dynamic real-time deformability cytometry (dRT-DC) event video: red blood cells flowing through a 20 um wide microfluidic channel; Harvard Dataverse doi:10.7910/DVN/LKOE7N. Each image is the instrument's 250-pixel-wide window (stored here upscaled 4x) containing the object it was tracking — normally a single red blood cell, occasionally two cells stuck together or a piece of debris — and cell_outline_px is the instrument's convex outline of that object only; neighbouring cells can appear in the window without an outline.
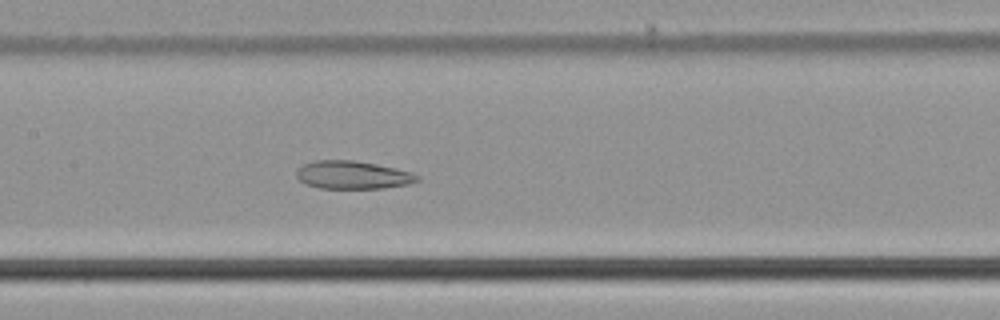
{"species": "common noctule bat (a hibernating species)", "species_latin": "Nyctalus noctula", "temperature_condition": "cold", "stored_images_in_passage": 54, "camera_frame_rate_fps": 3000, "um_per_image_px": 0.085, "animal": {"sex": "male", "body_mass_g": 21.5, "forearm_length_mm": 52.0}, "frame": {"image": 1, "passage_image": 26, "time_ms": 8.333, "image_size_px": [1000, 320], "cell_outline_px": [[420, 180], [408, 184], [384, 188], [320, 188], [308, 184], [300, 180], [296, 176], [296, 172], [304, 164], [316, 160], [356, 160], [376, 164], [412, 172], [420, 176]], "centroid_in_image_um": [30.02, 14.87], "position_along_channel_um": 177.4, "area_um2": 19.59}}
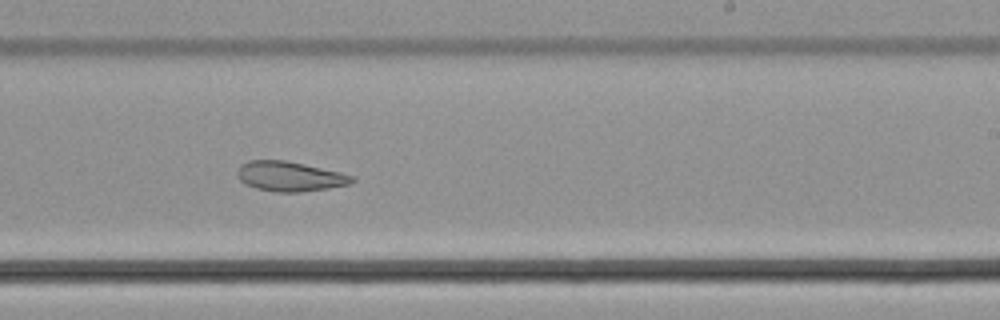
{"frame": {"image": 2, "passage_image": 33, "time_ms": 10.667, "image_size_px": [1000, 320], "cell_outline_px": [[356, 180], [352, 184], [328, 188], [300, 192], [276, 192], [256, 188], [244, 184], [236, 176], [236, 172], [240, 164], [248, 160], [284, 160], [304, 164], [340, 172], [352, 176]], "centroid_in_image_um": [24.6, 14.99], "position_along_channel_um": 264.4, "area_um2": 20.06}}
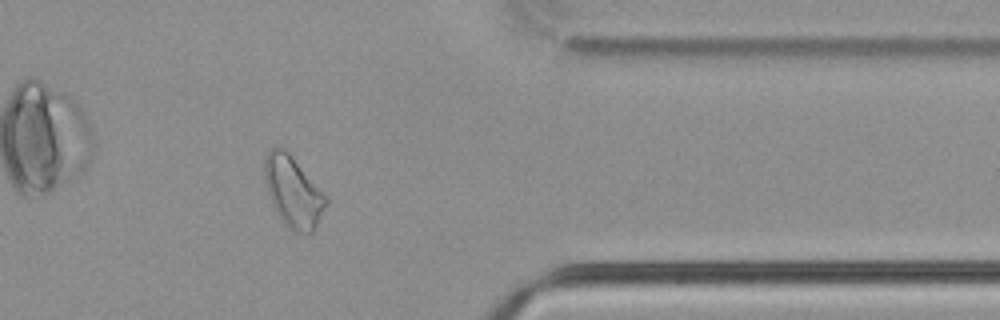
{"frame": {"image": 3, "passage_image": 44, "time_ms": 14.333, "image_size_px": [1000, 320], "cell_outline_px": [[328, 204], [312, 232], [296, 232], [288, 228], [284, 224], [276, 212], [272, 204], [268, 192], [264, 176], [264, 160], [268, 152], [276, 144], [280, 144], [292, 156], [328, 196]], "centroid_in_image_um": [24.92, 16.27], "position_along_channel_um": 386.5, "area_um2": 25.49}, "authors_computed_cell_mechanics": {"area_um2": 26.01, "velocity_mm_per_s": 3.7388, "shape_relaxation_time_tau1_ms": null, "shape_relaxation_time_tau2_ms": 4.5091, "deformation_change_tau1": null, "deformation_change_tau2": 0.0952}}